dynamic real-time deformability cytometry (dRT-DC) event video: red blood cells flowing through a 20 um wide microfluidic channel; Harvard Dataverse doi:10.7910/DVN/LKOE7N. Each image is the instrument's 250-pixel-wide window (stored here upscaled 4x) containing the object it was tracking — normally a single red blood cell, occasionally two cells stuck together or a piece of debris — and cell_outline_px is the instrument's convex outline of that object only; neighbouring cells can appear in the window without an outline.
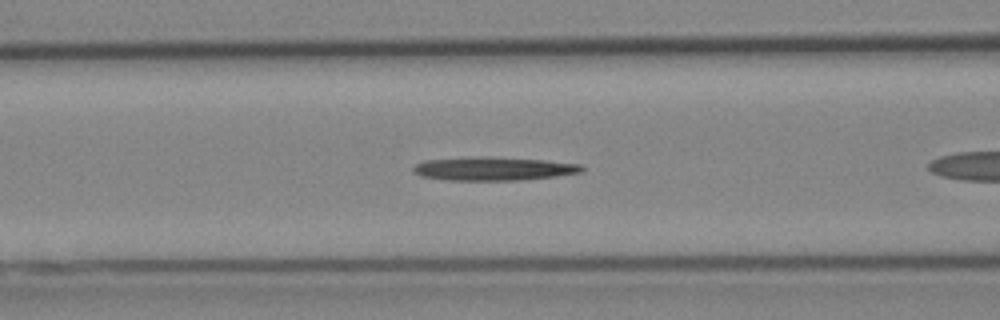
{"species": "Egyptian fruit bat (a non-hibernating species)", "species_latin": "Rousettus aegyptiacus", "temperature_condition": "cold", "stored_images_in_passage": 35, "camera_frame_rate_fps": 3000, "um_per_image_px": 0.085, "animal": {"sex": "female"}, "frame": {"image": 1, "passage_image": 4, "time_ms": 1.0, "image_size_px": [1000, 320], "cell_outline_px": [[584, 168], [580, 172], [556, 176], [520, 180], [448, 180], [420, 176], [412, 172], [412, 168], [416, 164], [428, 160], [472, 156], [488, 156], [544, 160], [580, 164]], "centroid_in_image_um": [41.9, 14.33], "position_along_channel_um": 124.7, "area_um2": 23.12}}
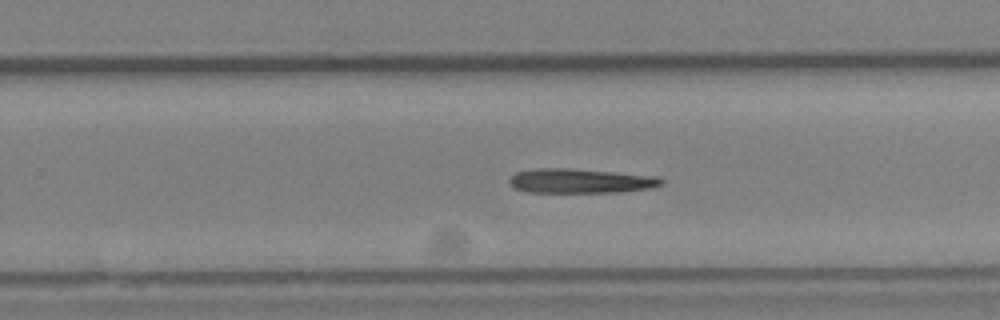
{"frame": {"image": 2, "passage_image": 16, "time_ms": 5.0, "image_size_px": [1000, 320], "cell_outline_px": [[664, 180], [660, 184], [652, 188], [620, 192], [528, 192], [516, 188], [508, 180], [516, 172], [536, 168], [568, 168], [656, 176]], "centroid_in_image_um": [49.34, 15.38], "position_along_channel_um": 280.5, "area_um2": 21.44}}
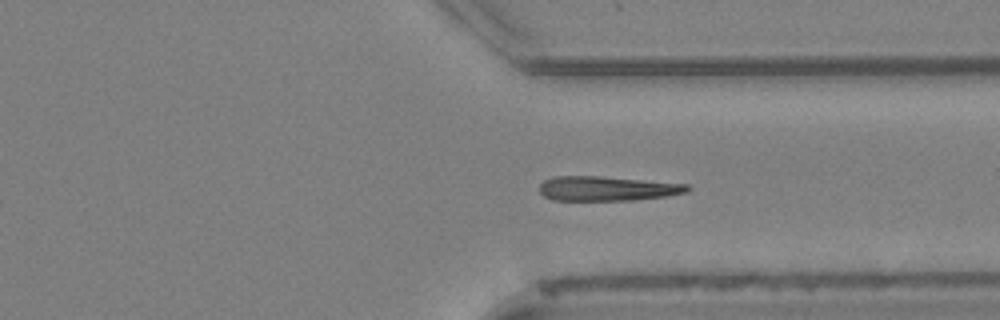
{"frame": {"image": 3, "passage_image": 22, "time_ms": 7.0, "image_size_px": [1000, 320], "cell_outline_px": [[692, 188], [688, 192], [668, 196], [632, 200], [552, 200], [544, 196], [540, 192], [540, 184], [544, 180], [552, 176], [600, 176], [688, 184]], "centroid_in_image_um": [51.62, 16.02], "position_along_channel_um": 359.8, "area_um2": 21.27}}